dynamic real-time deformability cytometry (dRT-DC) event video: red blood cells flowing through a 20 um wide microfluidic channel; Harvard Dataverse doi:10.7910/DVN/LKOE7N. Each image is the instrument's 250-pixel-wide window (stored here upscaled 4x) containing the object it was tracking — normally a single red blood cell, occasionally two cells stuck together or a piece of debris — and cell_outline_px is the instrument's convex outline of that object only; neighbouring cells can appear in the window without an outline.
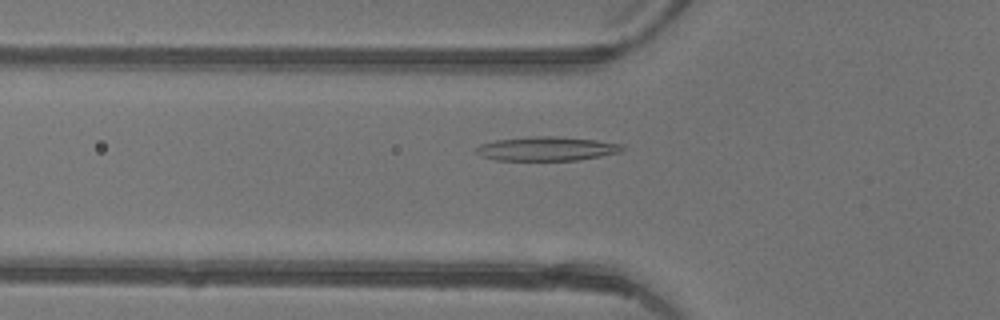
{"species": "common noctule bat (a hibernating species)", "species_latin": "Nyctalus noctula", "temperature_condition": "warm", "stored_images_in_passage": 34, "camera_frame_rate_fps": 3000, "um_per_image_px": 0.085, "animal": {"sex": "female"}, "frame": {"image": 1, "passage_image": 4, "time_ms": 1.0, "image_size_px": [1000, 320], "cell_outline_px": [[624, 148], [620, 152], [600, 156], [576, 160], [496, 160], [480, 156], [476, 152], [476, 148], [480, 144], [496, 140], [528, 136], [556, 136], [596, 140], [624, 144]], "centroid_in_image_um": [46.46, 12.63], "position_along_channel_um": 79.3, "area_um2": 20.52}}
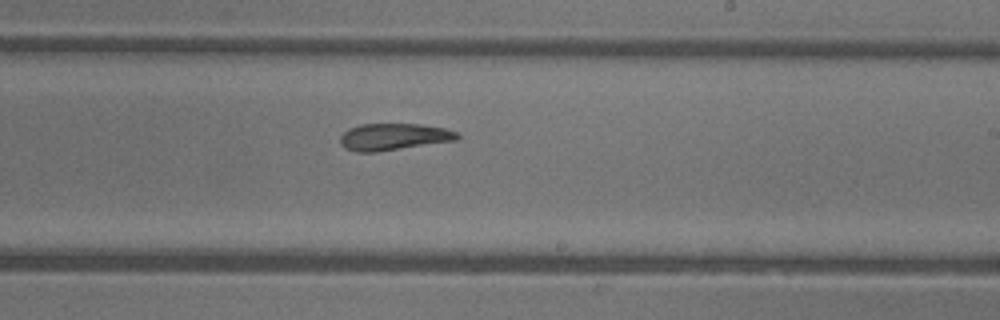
{"frame": {"image": 2, "passage_image": 16, "time_ms": 5.0, "image_size_px": [1000, 320], "cell_outline_px": [[460, 140], [376, 152], [356, 152], [344, 148], [340, 144], [340, 136], [348, 128], [360, 124], [420, 124], [444, 128], [456, 132], [460, 136]], "centroid_in_image_um": [33.46, 11.63], "position_along_channel_um": 255.5, "area_um2": 18.5}}
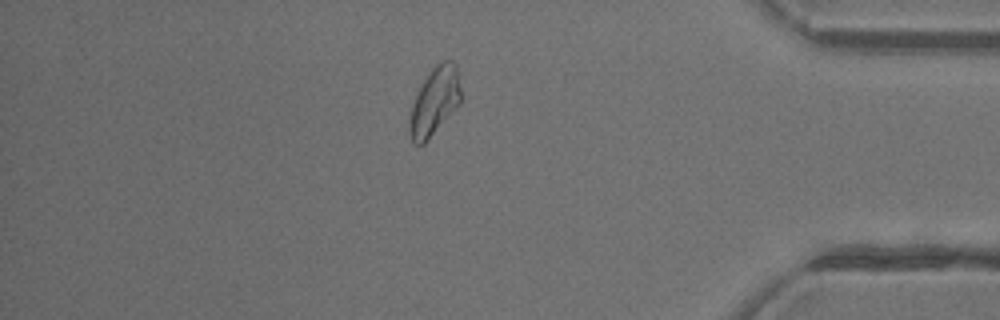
{"frame": {"image": 3, "passage_image": 28, "time_ms": 9.0, "image_size_px": [1000, 320], "cell_outline_px": [[460, 104], [428, 140], [424, 144], [416, 144], [412, 140], [408, 132], [408, 116], [416, 92], [432, 68], [440, 60], [452, 60], [456, 64], [460, 88]], "centroid_in_image_um": [36.91, 8.62], "position_along_channel_um": 398.3, "area_um2": 20.52}, "authors_computed_cell_mechanics": {"area_um2": 19.1896, "velocity_mm_per_s": 4.4056, "shape_relaxation_time_tau1_ms": null, "shape_relaxation_time_tau2_ms": 3.1071, "deformation_change_tau1": null, "deformation_change_tau2": 0.1017}}